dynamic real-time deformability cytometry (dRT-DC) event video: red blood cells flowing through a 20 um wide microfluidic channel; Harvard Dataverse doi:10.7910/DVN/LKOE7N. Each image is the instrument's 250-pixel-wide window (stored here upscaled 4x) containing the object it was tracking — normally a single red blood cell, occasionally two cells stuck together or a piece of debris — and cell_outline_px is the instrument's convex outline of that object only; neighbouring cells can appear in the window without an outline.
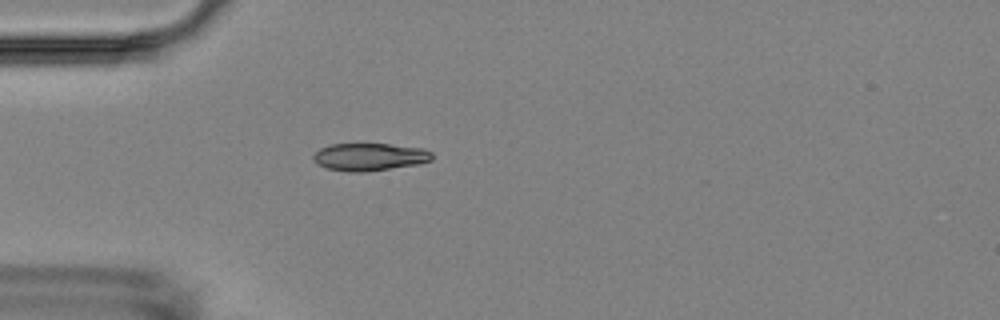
{"species": "Egyptian fruit bat (a non-hibernating species)", "species_latin": "Rousettus aegyptiacus", "temperature_condition": "room temperature", "stored_images_in_passage": 1, "camera_frame_rate_fps": 3000, "um_per_image_px": 0.085, "animal": {"sex": "female"}, "frame": {"image": 1, "passage_image": 1, "time_ms": 0.0, "image_size_px": [1000, 320], "cell_outline_px": [[432, 160], [420, 164], [364, 172], [348, 172], [328, 168], [316, 164], [312, 160], [312, 156], [320, 148], [332, 144], [388, 144], [424, 148], [432, 152]], "centroid_in_image_um": [31.41, 13.34], "position_along_channel_um": 53.6, "area_um2": 19.19}}